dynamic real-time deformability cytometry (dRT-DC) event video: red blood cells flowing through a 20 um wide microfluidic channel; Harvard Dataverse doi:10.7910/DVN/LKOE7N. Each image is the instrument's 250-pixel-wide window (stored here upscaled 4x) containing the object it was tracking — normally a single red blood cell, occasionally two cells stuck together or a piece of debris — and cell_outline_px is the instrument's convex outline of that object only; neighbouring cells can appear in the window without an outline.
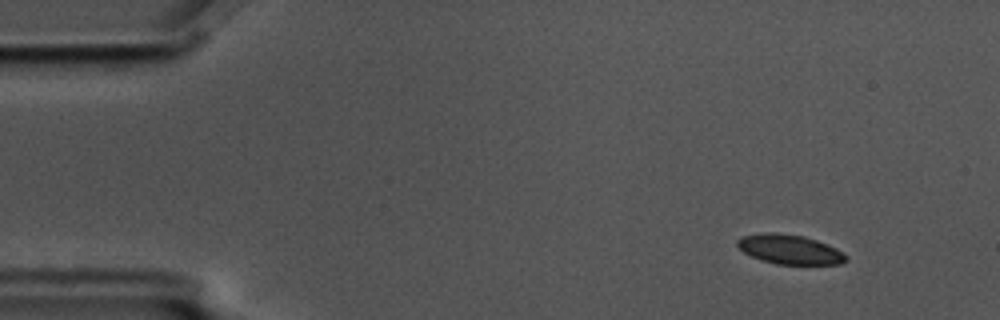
{"species": "common noctule bat (a hibernating species)", "species_latin": "Nyctalus noctula", "temperature_condition": "cold", "stored_images_in_passage": 5, "camera_frame_rate_fps": 3000, "um_per_image_px": 0.085, "animal": {"sex": "male", "body_mass_g": 17.5, "forearm_length_mm": 52.3}, "frame": {"image": 1, "passage_image": 2, "time_ms": 0.333, "image_size_px": [1000, 320], "cell_outline_px": [[848, 260], [840, 264], [776, 264], [752, 256], [744, 252], [736, 244], [736, 240], [744, 236], [764, 232], [776, 232], [804, 236], [816, 240], [836, 248], [844, 252], [848, 256]], "centroid_in_image_um": [67.16, 21.19], "position_along_channel_um": 17.8, "area_um2": 18.61}}
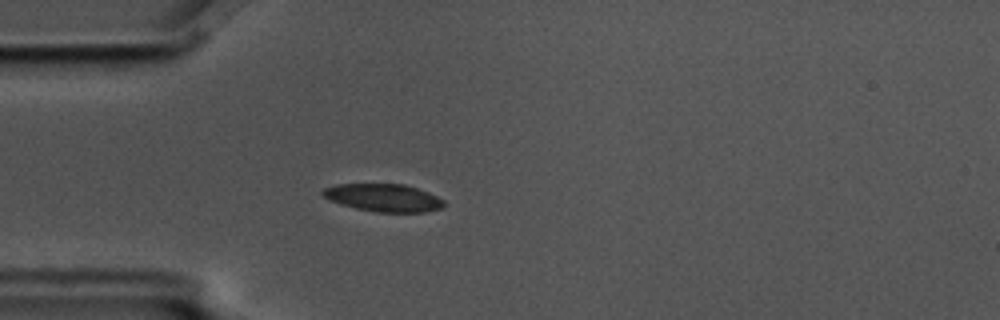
{"frame": {"image": 2, "passage_image": 5, "time_ms": 1.333, "image_size_px": [1000, 320], "cell_outline_px": [[444, 208], [424, 212], [376, 212], [356, 208], [340, 204], [328, 200], [320, 192], [324, 188], [336, 184], [404, 184], [428, 192], [444, 200]], "centroid_in_image_um": [32.59, 16.81], "position_along_channel_um": 52.4, "area_um2": 19.59}}